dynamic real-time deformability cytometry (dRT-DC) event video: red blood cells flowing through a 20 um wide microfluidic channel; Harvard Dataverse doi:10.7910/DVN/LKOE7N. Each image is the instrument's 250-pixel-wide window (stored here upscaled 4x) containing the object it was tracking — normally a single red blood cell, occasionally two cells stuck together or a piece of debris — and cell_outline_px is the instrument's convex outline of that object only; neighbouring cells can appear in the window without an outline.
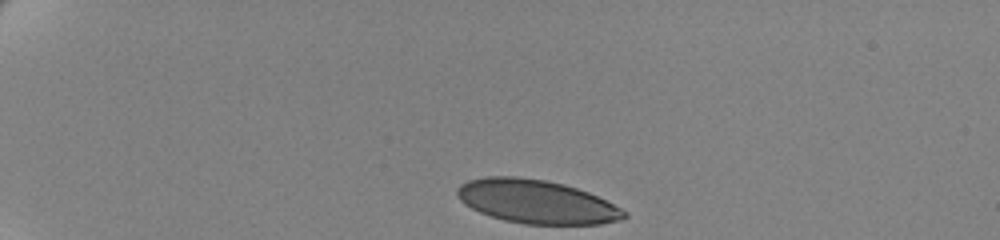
{"species": "human", "species_latin": "Homo sapiens", "temperature_condition": "cold", "stored_images_in_passage": 41, "camera_frame_rate_fps": 3000, "um_per_image_px": 0.085, "donor": {"sex": "female"}, "frame": {"image": 1, "passage_image": 1, "time_ms": 0.0, "image_size_px": [1000, 240], "cell_outline_px": [[628, 216], [620, 220], [600, 224], [524, 224], [504, 220], [480, 212], [464, 204], [456, 196], [456, 188], [460, 184], [468, 180], [488, 176], [516, 176], [544, 180], [564, 184], [588, 192], [628, 212]], "centroid_in_image_um": [45.57, 17.14], "position_along_channel_um": 39.4, "area_um2": 42.31}}
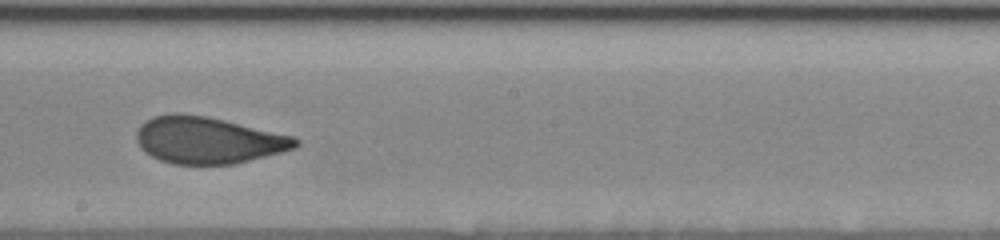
{"frame": {"image": 2, "passage_image": 24, "time_ms": 7.667, "image_size_px": [1000, 240], "cell_outline_px": [[300, 144], [296, 148], [236, 164], [172, 164], [160, 160], [144, 152], [140, 148], [136, 140], [136, 132], [140, 124], [156, 116], [176, 112], [208, 116], [292, 136], [300, 140]], "centroid_in_image_um": [17.67, 11.92], "position_along_channel_um": 230.5, "area_um2": 43.41}}
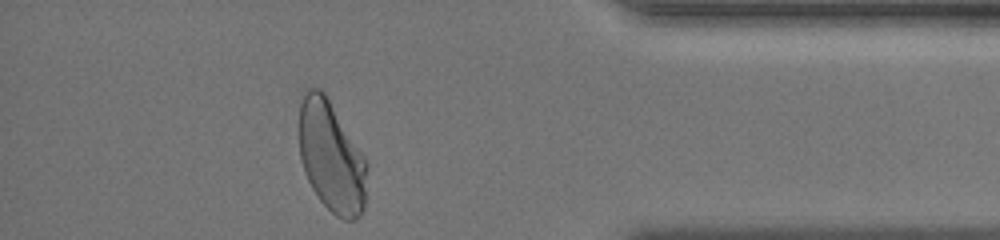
{"frame": {"image": 3, "passage_image": 41, "time_ms": 13.333, "image_size_px": [1000, 240], "cell_outline_px": [[368, 164], [364, 212], [356, 220], [344, 220], [336, 216], [320, 200], [312, 188], [304, 172], [300, 160], [300, 92], [304, 88], [320, 88], [324, 92], [368, 160]], "centroid_in_image_um": [28.18, 13.32], "position_along_channel_um": 407.0, "area_um2": 44.62}, "authors_computed_cell_mechanics": {"area_um2": 43.5812, "velocity_mm_per_s": 3.4656, "shape_relaxation_time_tau1_ms": 5.2215, "shape_relaxation_time_tau2_ms": null, "deformation_change_tau1": 0.167, "deformation_change_tau2": null}}